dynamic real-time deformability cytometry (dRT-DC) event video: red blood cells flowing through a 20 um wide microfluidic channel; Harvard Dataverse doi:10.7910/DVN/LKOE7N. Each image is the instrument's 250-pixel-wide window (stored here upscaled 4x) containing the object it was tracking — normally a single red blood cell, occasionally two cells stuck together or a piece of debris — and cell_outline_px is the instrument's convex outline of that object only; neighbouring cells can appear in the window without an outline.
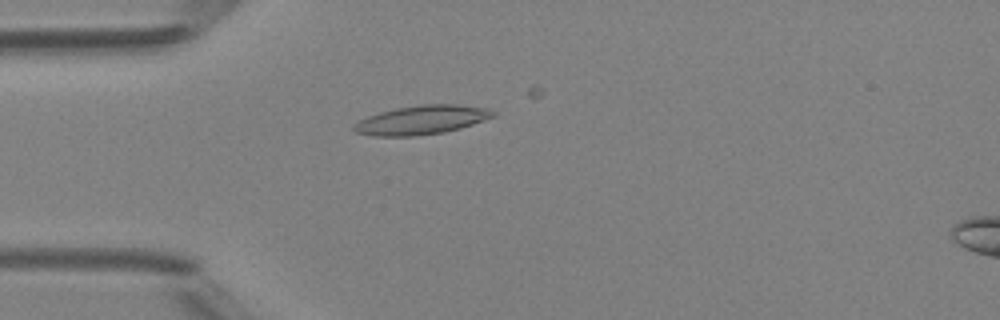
{"species": "Egyptian fruit bat (a non-hibernating species)", "species_latin": "Rousettus aegyptiacus", "temperature_condition": "room temperature", "stored_images_in_passage": 5, "camera_frame_rate_fps": 3000, "um_per_image_px": 0.085, "animal": {"sex": "female"}, "frame": {"image": 1, "passage_image": 1, "time_ms": 0.0, "image_size_px": [1000, 320], "cell_outline_px": [[496, 116], [460, 128], [444, 132], [416, 136], [372, 136], [356, 132], [352, 128], [352, 124], [368, 116], [380, 112], [396, 108], [420, 104], [456, 104], [488, 108], [496, 112]], "centroid_in_image_um": [35.84, 10.19], "position_along_channel_um": 49.2, "area_um2": 23.58}}